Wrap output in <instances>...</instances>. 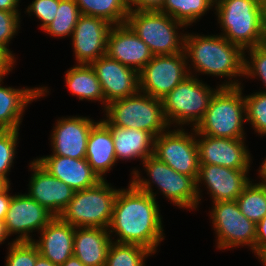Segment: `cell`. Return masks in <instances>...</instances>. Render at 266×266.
I'll list each match as a JSON object with an SVG mask.
<instances>
[{"mask_svg": "<svg viewBox=\"0 0 266 266\" xmlns=\"http://www.w3.org/2000/svg\"><path fill=\"white\" fill-rule=\"evenodd\" d=\"M165 0H128L129 10L160 11Z\"/></svg>", "mask_w": 266, "mask_h": 266, "instance_id": "f35d334b", "label": "cell"}, {"mask_svg": "<svg viewBox=\"0 0 266 266\" xmlns=\"http://www.w3.org/2000/svg\"><path fill=\"white\" fill-rule=\"evenodd\" d=\"M8 237L10 236L7 233L5 223L4 221L0 220V244H2V242L4 243V241L8 239Z\"/></svg>", "mask_w": 266, "mask_h": 266, "instance_id": "7dc6e473", "label": "cell"}, {"mask_svg": "<svg viewBox=\"0 0 266 266\" xmlns=\"http://www.w3.org/2000/svg\"><path fill=\"white\" fill-rule=\"evenodd\" d=\"M75 226L55 216L39 233V240L32 242L38 252L54 264L61 266L73 255Z\"/></svg>", "mask_w": 266, "mask_h": 266, "instance_id": "7402d4cb", "label": "cell"}, {"mask_svg": "<svg viewBox=\"0 0 266 266\" xmlns=\"http://www.w3.org/2000/svg\"><path fill=\"white\" fill-rule=\"evenodd\" d=\"M113 136V143L117 161L140 159L143 162L154 153L155 137L143 130L109 126Z\"/></svg>", "mask_w": 266, "mask_h": 266, "instance_id": "484cf974", "label": "cell"}, {"mask_svg": "<svg viewBox=\"0 0 266 266\" xmlns=\"http://www.w3.org/2000/svg\"><path fill=\"white\" fill-rule=\"evenodd\" d=\"M144 170L150 177H141L138 169L132 171V182L139 190L150 194L156 199L152 186L155 184L165 198L179 208L195 209L199 204L197 181L191 177L174 171L154 155L147 157L143 162ZM152 181V182H151ZM153 183V185H151Z\"/></svg>", "mask_w": 266, "mask_h": 266, "instance_id": "5b68a950", "label": "cell"}, {"mask_svg": "<svg viewBox=\"0 0 266 266\" xmlns=\"http://www.w3.org/2000/svg\"><path fill=\"white\" fill-rule=\"evenodd\" d=\"M242 86L219 87L213 94L203 119L194 128L196 134L216 138H245L246 103Z\"/></svg>", "mask_w": 266, "mask_h": 266, "instance_id": "277c9868", "label": "cell"}, {"mask_svg": "<svg viewBox=\"0 0 266 266\" xmlns=\"http://www.w3.org/2000/svg\"><path fill=\"white\" fill-rule=\"evenodd\" d=\"M8 245L6 266H35L37 247L32 241H12Z\"/></svg>", "mask_w": 266, "mask_h": 266, "instance_id": "e575fe53", "label": "cell"}, {"mask_svg": "<svg viewBox=\"0 0 266 266\" xmlns=\"http://www.w3.org/2000/svg\"><path fill=\"white\" fill-rule=\"evenodd\" d=\"M20 13L0 10V46H2L15 60V55L9 49V42L20 27Z\"/></svg>", "mask_w": 266, "mask_h": 266, "instance_id": "8d00e7d4", "label": "cell"}, {"mask_svg": "<svg viewBox=\"0 0 266 266\" xmlns=\"http://www.w3.org/2000/svg\"><path fill=\"white\" fill-rule=\"evenodd\" d=\"M20 0H0V10L8 12H20L18 9Z\"/></svg>", "mask_w": 266, "mask_h": 266, "instance_id": "7bdbcfd3", "label": "cell"}, {"mask_svg": "<svg viewBox=\"0 0 266 266\" xmlns=\"http://www.w3.org/2000/svg\"><path fill=\"white\" fill-rule=\"evenodd\" d=\"M100 82L105 102L133 96L139 90V73L129 68L108 55H103L92 62Z\"/></svg>", "mask_w": 266, "mask_h": 266, "instance_id": "e0dca14e", "label": "cell"}, {"mask_svg": "<svg viewBox=\"0 0 266 266\" xmlns=\"http://www.w3.org/2000/svg\"><path fill=\"white\" fill-rule=\"evenodd\" d=\"M259 177H261V182L259 181L260 184L266 185V157L264 161L261 163V166L259 167Z\"/></svg>", "mask_w": 266, "mask_h": 266, "instance_id": "f6af8a7d", "label": "cell"}, {"mask_svg": "<svg viewBox=\"0 0 266 266\" xmlns=\"http://www.w3.org/2000/svg\"><path fill=\"white\" fill-rule=\"evenodd\" d=\"M106 55L138 73L154 57L148 45L126 23L110 29Z\"/></svg>", "mask_w": 266, "mask_h": 266, "instance_id": "d6986e66", "label": "cell"}, {"mask_svg": "<svg viewBox=\"0 0 266 266\" xmlns=\"http://www.w3.org/2000/svg\"><path fill=\"white\" fill-rule=\"evenodd\" d=\"M61 266H85L76 256L72 255Z\"/></svg>", "mask_w": 266, "mask_h": 266, "instance_id": "bcb514c9", "label": "cell"}, {"mask_svg": "<svg viewBox=\"0 0 266 266\" xmlns=\"http://www.w3.org/2000/svg\"><path fill=\"white\" fill-rule=\"evenodd\" d=\"M194 34L186 33L184 53L195 73L228 77L229 81L220 87L241 86V82L234 78L244 76V50L222 35Z\"/></svg>", "mask_w": 266, "mask_h": 266, "instance_id": "7a4b0ae2", "label": "cell"}, {"mask_svg": "<svg viewBox=\"0 0 266 266\" xmlns=\"http://www.w3.org/2000/svg\"><path fill=\"white\" fill-rule=\"evenodd\" d=\"M11 183H9L5 178L0 177V193L3 192Z\"/></svg>", "mask_w": 266, "mask_h": 266, "instance_id": "c3c4849f", "label": "cell"}, {"mask_svg": "<svg viewBox=\"0 0 266 266\" xmlns=\"http://www.w3.org/2000/svg\"><path fill=\"white\" fill-rule=\"evenodd\" d=\"M16 60L2 47L0 46V78L7 76L14 67Z\"/></svg>", "mask_w": 266, "mask_h": 266, "instance_id": "60d3db41", "label": "cell"}, {"mask_svg": "<svg viewBox=\"0 0 266 266\" xmlns=\"http://www.w3.org/2000/svg\"><path fill=\"white\" fill-rule=\"evenodd\" d=\"M103 111L106 118L102 120L108 126L147 131L155 138L171 128L164 117L162 101L140 91L109 102Z\"/></svg>", "mask_w": 266, "mask_h": 266, "instance_id": "8992f818", "label": "cell"}, {"mask_svg": "<svg viewBox=\"0 0 266 266\" xmlns=\"http://www.w3.org/2000/svg\"><path fill=\"white\" fill-rule=\"evenodd\" d=\"M113 25L102 18L81 14L71 36L77 64L90 65L106 54Z\"/></svg>", "mask_w": 266, "mask_h": 266, "instance_id": "9a60e30c", "label": "cell"}, {"mask_svg": "<svg viewBox=\"0 0 266 266\" xmlns=\"http://www.w3.org/2000/svg\"><path fill=\"white\" fill-rule=\"evenodd\" d=\"M59 0H33L26 12L35 15L42 22L40 29L44 30L56 16Z\"/></svg>", "mask_w": 266, "mask_h": 266, "instance_id": "74e56055", "label": "cell"}, {"mask_svg": "<svg viewBox=\"0 0 266 266\" xmlns=\"http://www.w3.org/2000/svg\"><path fill=\"white\" fill-rule=\"evenodd\" d=\"M244 139L246 138H216L196 134L199 165L211 164L232 169H250L252 157Z\"/></svg>", "mask_w": 266, "mask_h": 266, "instance_id": "5bb4252c", "label": "cell"}, {"mask_svg": "<svg viewBox=\"0 0 266 266\" xmlns=\"http://www.w3.org/2000/svg\"><path fill=\"white\" fill-rule=\"evenodd\" d=\"M80 15L75 0H59L54 20L43 31L53 37L72 36Z\"/></svg>", "mask_w": 266, "mask_h": 266, "instance_id": "1f68e13d", "label": "cell"}, {"mask_svg": "<svg viewBox=\"0 0 266 266\" xmlns=\"http://www.w3.org/2000/svg\"><path fill=\"white\" fill-rule=\"evenodd\" d=\"M266 0H215L221 35L242 48L263 45Z\"/></svg>", "mask_w": 266, "mask_h": 266, "instance_id": "3957f363", "label": "cell"}, {"mask_svg": "<svg viewBox=\"0 0 266 266\" xmlns=\"http://www.w3.org/2000/svg\"><path fill=\"white\" fill-rule=\"evenodd\" d=\"M236 202L242 214L257 224L266 216V185L250 181Z\"/></svg>", "mask_w": 266, "mask_h": 266, "instance_id": "f546056e", "label": "cell"}, {"mask_svg": "<svg viewBox=\"0 0 266 266\" xmlns=\"http://www.w3.org/2000/svg\"><path fill=\"white\" fill-rule=\"evenodd\" d=\"M263 45L266 46V3L264 6V41Z\"/></svg>", "mask_w": 266, "mask_h": 266, "instance_id": "f907efd6", "label": "cell"}, {"mask_svg": "<svg viewBox=\"0 0 266 266\" xmlns=\"http://www.w3.org/2000/svg\"><path fill=\"white\" fill-rule=\"evenodd\" d=\"M215 5V0H165L160 12L188 27L201 19Z\"/></svg>", "mask_w": 266, "mask_h": 266, "instance_id": "f1b7e54d", "label": "cell"}, {"mask_svg": "<svg viewBox=\"0 0 266 266\" xmlns=\"http://www.w3.org/2000/svg\"><path fill=\"white\" fill-rule=\"evenodd\" d=\"M85 159L101 180L105 179L103 176L116 165L111 129L102 119L97 121L90 131Z\"/></svg>", "mask_w": 266, "mask_h": 266, "instance_id": "d4e9b609", "label": "cell"}, {"mask_svg": "<svg viewBox=\"0 0 266 266\" xmlns=\"http://www.w3.org/2000/svg\"><path fill=\"white\" fill-rule=\"evenodd\" d=\"M118 191L119 189L112 188L106 179L99 181L93 187L75 191L73 198L59 217L76 228L108 229Z\"/></svg>", "mask_w": 266, "mask_h": 266, "instance_id": "52a82bcc", "label": "cell"}, {"mask_svg": "<svg viewBox=\"0 0 266 266\" xmlns=\"http://www.w3.org/2000/svg\"><path fill=\"white\" fill-rule=\"evenodd\" d=\"M111 239L108 229L99 227L75 228L73 255L85 266H105Z\"/></svg>", "mask_w": 266, "mask_h": 266, "instance_id": "cb8c5ba5", "label": "cell"}, {"mask_svg": "<svg viewBox=\"0 0 266 266\" xmlns=\"http://www.w3.org/2000/svg\"><path fill=\"white\" fill-rule=\"evenodd\" d=\"M188 63L184 52L154 56L139 72L140 92L161 100L186 77L193 75V67Z\"/></svg>", "mask_w": 266, "mask_h": 266, "instance_id": "7c38bea8", "label": "cell"}, {"mask_svg": "<svg viewBox=\"0 0 266 266\" xmlns=\"http://www.w3.org/2000/svg\"><path fill=\"white\" fill-rule=\"evenodd\" d=\"M96 123L88 117H61L51 133L52 155L85 158L88 136Z\"/></svg>", "mask_w": 266, "mask_h": 266, "instance_id": "ac0fdd59", "label": "cell"}, {"mask_svg": "<svg viewBox=\"0 0 266 266\" xmlns=\"http://www.w3.org/2000/svg\"><path fill=\"white\" fill-rule=\"evenodd\" d=\"M10 185L0 193V220L4 221L11 203L12 195H9Z\"/></svg>", "mask_w": 266, "mask_h": 266, "instance_id": "b9f144b4", "label": "cell"}, {"mask_svg": "<svg viewBox=\"0 0 266 266\" xmlns=\"http://www.w3.org/2000/svg\"><path fill=\"white\" fill-rule=\"evenodd\" d=\"M192 131L189 134L183 127L173 130L168 128L154 139L153 155L174 171L191 176L197 181L200 168L199 151L196 131L194 128Z\"/></svg>", "mask_w": 266, "mask_h": 266, "instance_id": "30bf717a", "label": "cell"}, {"mask_svg": "<svg viewBox=\"0 0 266 266\" xmlns=\"http://www.w3.org/2000/svg\"><path fill=\"white\" fill-rule=\"evenodd\" d=\"M83 15L102 18L111 25L125 24L129 14L128 0H75Z\"/></svg>", "mask_w": 266, "mask_h": 266, "instance_id": "83f0119b", "label": "cell"}, {"mask_svg": "<svg viewBox=\"0 0 266 266\" xmlns=\"http://www.w3.org/2000/svg\"><path fill=\"white\" fill-rule=\"evenodd\" d=\"M126 24L143 40L154 56L184 52L186 28L181 22L160 11L129 10Z\"/></svg>", "mask_w": 266, "mask_h": 266, "instance_id": "9c48e42d", "label": "cell"}, {"mask_svg": "<svg viewBox=\"0 0 266 266\" xmlns=\"http://www.w3.org/2000/svg\"><path fill=\"white\" fill-rule=\"evenodd\" d=\"M18 137L19 130H0V177L5 178L9 183L7 176L14 163Z\"/></svg>", "mask_w": 266, "mask_h": 266, "instance_id": "836d02e7", "label": "cell"}, {"mask_svg": "<svg viewBox=\"0 0 266 266\" xmlns=\"http://www.w3.org/2000/svg\"><path fill=\"white\" fill-rule=\"evenodd\" d=\"M210 219L216 233L218 249L248 246L255 253L256 224L247 219L236 202H213Z\"/></svg>", "mask_w": 266, "mask_h": 266, "instance_id": "8fae6325", "label": "cell"}, {"mask_svg": "<svg viewBox=\"0 0 266 266\" xmlns=\"http://www.w3.org/2000/svg\"><path fill=\"white\" fill-rule=\"evenodd\" d=\"M34 160L49 174L70 186L74 191L93 187L101 181L85 158L75 159L49 155Z\"/></svg>", "mask_w": 266, "mask_h": 266, "instance_id": "44dd1931", "label": "cell"}, {"mask_svg": "<svg viewBox=\"0 0 266 266\" xmlns=\"http://www.w3.org/2000/svg\"><path fill=\"white\" fill-rule=\"evenodd\" d=\"M195 75L186 77L161 99L169 126L173 123L175 127L191 124L195 128L203 119L213 94L220 87L212 89L197 78V73Z\"/></svg>", "mask_w": 266, "mask_h": 266, "instance_id": "ba28073f", "label": "cell"}, {"mask_svg": "<svg viewBox=\"0 0 266 266\" xmlns=\"http://www.w3.org/2000/svg\"><path fill=\"white\" fill-rule=\"evenodd\" d=\"M256 257L263 264V266H266V250L259 252Z\"/></svg>", "mask_w": 266, "mask_h": 266, "instance_id": "681fc988", "label": "cell"}, {"mask_svg": "<svg viewBox=\"0 0 266 266\" xmlns=\"http://www.w3.org/2000/svg\"><path fill=\"white\" fill-rule=\"evenodd\" d=\"M246 103V123L259 135H266V93L262 90L251 95L244 96Z\"/></svg>", "mask_w": 266, "mask_h": 266, "instance_id": "d6a6232c", "label": "cell"}, {"mask_svg": "<svg viewBox=\"0 0 266 266\" xmlns=\"http://www.w3.org/2000/svg\"><path fill=\"white\" fill-rule=\"evenodd\" d=\"M266 250V216L256 224L255 254Z\"/></svg>", "mask_w": 266, "mask_h": 266, "instance_id": "ab89813d", "label": "cell"}, {"mask_svg": "<svg viewBox=\"0 0 266 266\" xmlns=\"http://www.w3.org/2000/svg\"><path fill=\"white\" fill-rule=\"evenodd\" d=\"M249 169H232L219 165H200L197 178V193L201 201L199 183L211 194L212 202L236 200L249 184Z\"/></svg>", "mask_w": 266, "mask_h": 266, "instance_id": "2e32d148", "label": "cell"}, {"mask_svg": "<svg viewBox=\"0 0 266 266\" xmlns=\"http://www.w3.org/2000/svg\"><path fill=\"white\" fill-rule=\"evenodd\" d=\"M4 78H0V130H19L24 109L33 100L47 96L48 87L21 89L4 87L2 86Z\"/></svg>", "mask_w": 266, "mask_h": 266, "instance_id": "603a6c76", "label": "cell"}, {"mask_svg": "<svg viewBox=\"0 0 266 266\" xmlns=\"http://www.w3.org/2000/svg\"><path fill=\"white\" fill-rule=\"evenodd\" d=\"M35 266H59L57 264H54L53 262H51L49 259L45 258L44 256H42L37 249V259H36V263Z\"/></svg>", "mask_w": 266, "mask_h": 266, "instance_id": "ee69618b", "label": "cell"}, {"mask_svg": "<svg viewBox=\"0 0 266 266\" xmlns=\"http://www.w3.org/2000/svg\"><path fill=\"white\" fill-rule=\"evenodd\" d=\"M55 217L28 194L13 195L4 219L7 233L18 234L14 241H33V231H41Z\"/></svg>", "mask_w": 266, "mask_h": 266, "instance_id": "4fadbf2b", "label": "cell"}, {"mask_svg": "<svg viewBox=\"0 0 266 266\" xmlns=\"http://www.w3.org/2000/svg\"><path fill=\"white\" fill-rule=\"evenodd\" d=\"M65 82L72 95L79 100L100 101L107 106L100 82L91 65L76 64L65 73Z\"/></svg>", "mask_w": 266, "mask_h": 266, "instance_id": "4316f807", "label": "cell"}, {"mask_svg": "<svg viewBox=\"0 0 266 266\" xmlns=\"http://www.w3.org/2000/svg\"><path fill=\"white\" fill-rule=\"evenodd\" d=\"M246 52H248L250 58H246L247 54L244 55V77H259L266 89V46L260 45L248 48L244 51V53ZM262 92L266 93V90Z\"/></svg>", "mask_w": 266, "mask_h": 266, "instance_id": "d590c367", "label": "cell"}, {"mask_svg": "<svg viewBox=\"0 0 266 266\" xmlns=\"http://www.w3.org/2000/svg\"><path fill=\"white\" fill-rule=\"evenodd\" d=\"M29 167L33 173L27 194L52 214L59 216L73 198L75 191L49 174L35 160L31 161Z\"/></svg>", "mask_w": 266, "mask_h": 266, "instance_id": "ffe728a7", "label": "cell"}, {"mask_svg": "<svg viewBox=\"0 0 266 266\" xmlns=\"http://www.w3.org/2000/svg\"><path fill=\"white\" fill-rule=\"evenodd\" d=\"M153 252L139 245L124 244L112 241L105 266H145V258Z\"/></svg>", "mask_w": 266, "mask_h": 266, "instance_id": "4dcf8cb0", "label": "cell"}, {"mask_svg": "<svg viewBox=\"0 0 266 266\" xmlns=\"http://www.w3.org/2000/svg\"><path fill=\"white\" fill-rule=\"evenodd\" d=\"M108 231L111 238L113 233L117 235L114 242L139 245L156 253L165 237L158 202L129 182L128 188L118 191Z\"/></svg>", "mask_w": 266, "mask_h": 266, "instance_id": "6da1fadb", "label": "cell"}]
</instances>
